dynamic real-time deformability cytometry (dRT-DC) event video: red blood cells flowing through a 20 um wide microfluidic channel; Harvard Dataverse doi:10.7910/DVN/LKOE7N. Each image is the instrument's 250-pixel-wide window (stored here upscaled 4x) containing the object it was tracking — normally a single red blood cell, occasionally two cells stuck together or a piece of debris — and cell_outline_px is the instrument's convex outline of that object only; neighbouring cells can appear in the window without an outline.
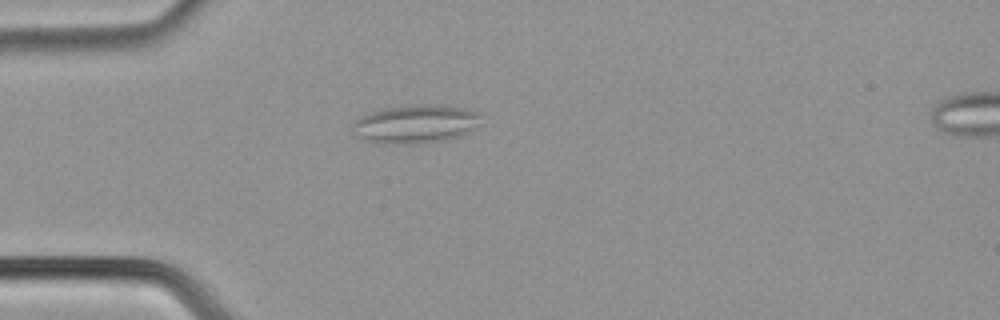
{"species": "common noctule bat (a hibernating species)", "species_latin": "Nyctalus noctula", "temperature_condition": "cold", "stored_images_in_passage": 42, "camera_frame_rate_fps": 3000, "um_per_image_px": 0.085, "animal": {"sex": "male", "body_mass_g": 21.5, "forearm_length_mm": 52.0}, "frame": {"image": 1, "passage_image": 3, "time_ms": 0.667, "image_size_px": [1000, 320], "cell_outline_px": [[480, 124], [464, 132], [444, 140], [392, 144], [376, 144], [352, 136], [352, 124], [360, 116], [384, 108], [412, 104], [428, 104], [464, 108], [476, 112]], "centroid_in_image_um": [35.17, 10.53], "position_along_channel_um": 49.8, "area_um2": 28.38}}
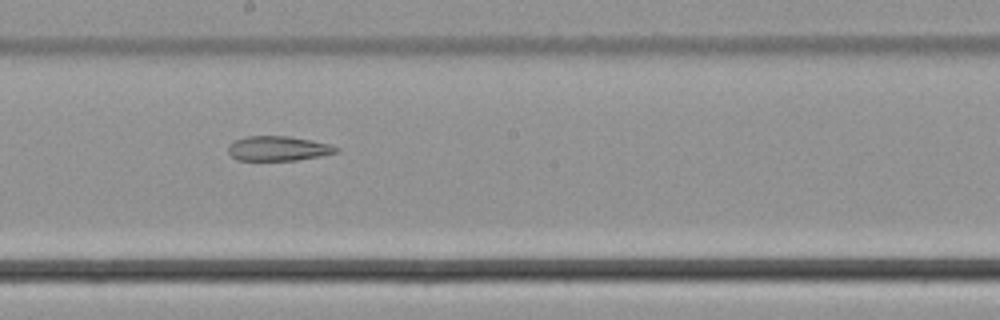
{"frame": {"image": 2, "passage_image": 18, "time_ms": 5.667, "image_size_px": [1000, 320], "cell_outline_px": [[340, 152], [320, 156], [296, 160], [236, 160], [228, 152], [228, 144], [244, 136], [288, 136], [312, 140], [328, 144], [340, 148]], "centroid_in_image_um": [23.64, 12.62], "position_along_channel_um": 224.6, "area_um2": 15.61}}
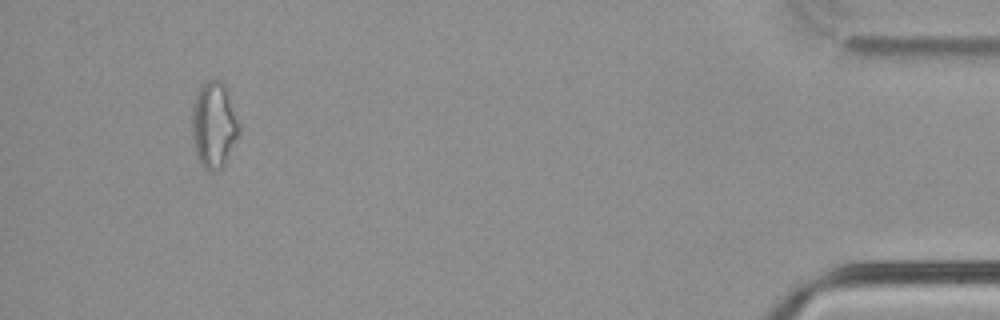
{"frame": {"image": 3, "passage_image": 39, "time_ms": 12.667, "image_size_px": [1000, 320], "cell_outline_px": [[240, 132], [220, 168], [208, 172], [200, 164], [196, 156], [192, 136], [192, 108], [196, 92], [208, 80], [220, 80], [224, 84], [240, 120]], "centroid_in_image_um": [18.17, 10.6], "position_along_channel_um": 417.0, "area_um2": 23.52}}